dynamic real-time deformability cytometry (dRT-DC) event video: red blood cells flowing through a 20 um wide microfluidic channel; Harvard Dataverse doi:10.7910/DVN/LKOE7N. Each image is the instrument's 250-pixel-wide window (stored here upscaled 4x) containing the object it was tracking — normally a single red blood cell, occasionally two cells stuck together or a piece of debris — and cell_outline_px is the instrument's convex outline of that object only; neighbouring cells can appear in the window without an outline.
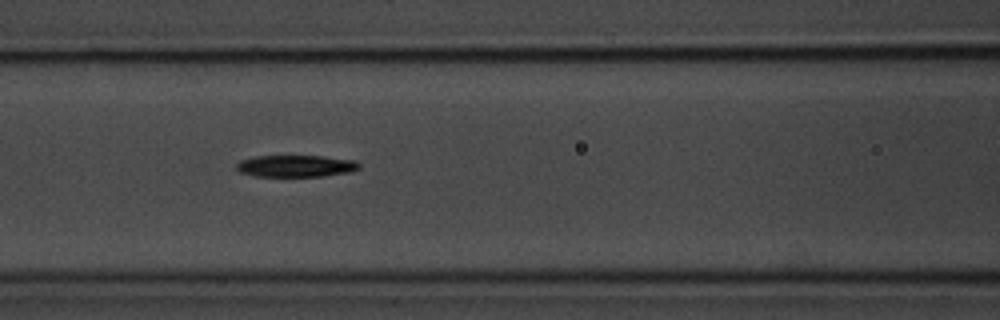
{"species": "common noctule bat (a hibernating species)", "species_latin": "Nyctalus noctula", "temperature_condition": "room temperature", "stored_images_in_passage": 11, "camera_frame_rate_fps": 3000, "um_per_image_px": 0.085, "animal": {"sex": "male", "body_mass_g": 20.1, "forearm_length_mm": 53.5}, "frame": {"image": 1, "passage_image": 7, "time_ms": 7.667, "image_size_px": [1000, 320], "cell_outline_px": [[360, 168], [352, 172], [324, 176], [252, 176], [240, 172], [236, 168], [236, 164], [240, 160], [256, 156], [324, 156], [356, 160], [360, 164]], "centroid_in_image_um": [25.18, 14.11], "position_along_channel_um": 141.4, "area_um2": 15.78}}
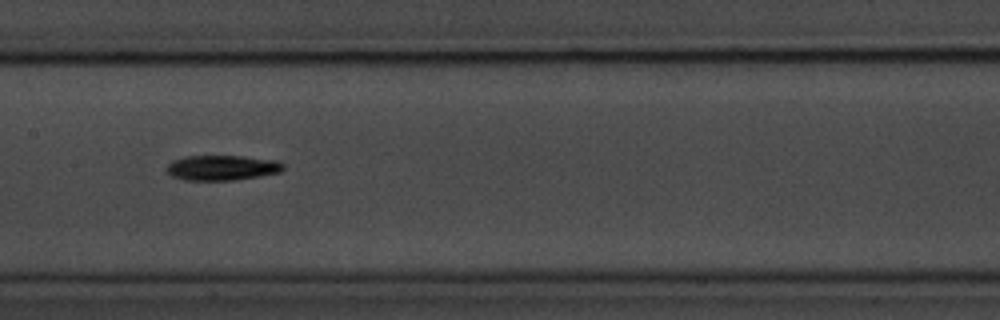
{"frame": {"image": 2, "passage_image": 8, "time_ms": 9.0, "image_size_px": [1000, 320], "cell_outline_px": [[284, 168], [280, 172], [260, 176], [232, 180], [184, 180], [172, 176], [164, 168], [172, 160], [184, 156], [244, 156], [276, 160], [284, 164]], "centroid_in_image_um": [18.85, 14.25], "position_along_channel_um": 188.5, "area_um2": 17.17}}